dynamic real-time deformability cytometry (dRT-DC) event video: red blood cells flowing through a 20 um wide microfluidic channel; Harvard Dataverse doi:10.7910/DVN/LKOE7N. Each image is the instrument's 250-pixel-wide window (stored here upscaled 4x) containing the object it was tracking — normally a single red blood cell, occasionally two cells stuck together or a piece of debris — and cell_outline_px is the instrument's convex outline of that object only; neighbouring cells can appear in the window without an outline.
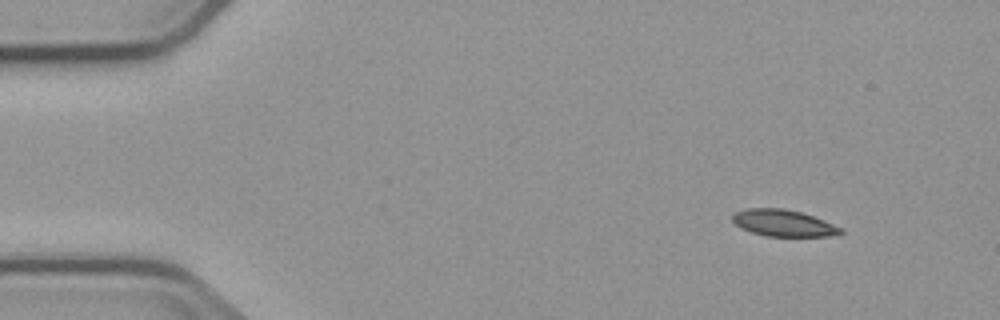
{"species": "common noctule bat (a hibernating species)", "species_latin": "Nyctalus noctula", "temperature_condition": "cold", "stored_images_in_passage": 3, "camera_frame_rate_fps": 3000, "um_per_image_px": 0.085, "animal": {"sex": "male", "body_mass_g": 23.1, "forearm_length_mm": 52.7}, "frame": {"image": 1, "passage_image": 2, "time_ms": 1.333, "image_size_px": [1000, 320], "cell_outline_px": [[844, 232], [832, 236], [764, 236], [740, 228], [732, 220], [732, 216], [736, 212], [748, 208], [784, 208], [800, 212], [824, 220], [844, 228]], "centroid_in_image_um": [66.61, 18.96], "position_along_channel_um": 18.4, "area_um2": 16.82}}